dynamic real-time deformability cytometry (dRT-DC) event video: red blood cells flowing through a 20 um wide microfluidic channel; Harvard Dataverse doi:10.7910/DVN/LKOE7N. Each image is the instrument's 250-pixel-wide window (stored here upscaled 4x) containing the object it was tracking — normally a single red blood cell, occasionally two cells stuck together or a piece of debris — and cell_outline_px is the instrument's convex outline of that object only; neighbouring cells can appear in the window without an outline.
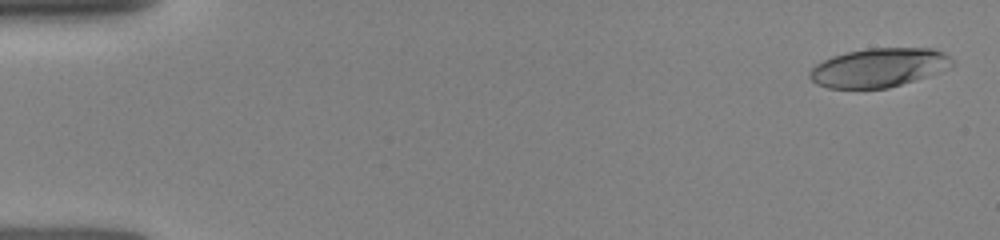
{"species": "human", "species_latin": "Homo sapiens", "temperature_condition": "room temperature", "stored_images_in_passage": 46, "camera_frame_rate_fps": 3000, "um_per_image_px": 0.085, "donor": {"sex": "female"}, "frame": {"image": 1, "passage_image": 2, "time_ms": 0.333, "image_size_px": [1000, 240], "cell_outline_px": [[956, 64], [952, 68], [940, 72], [888, 88], [828, 88], [816, 84], [808, 76], [808, 72], [816, 64], [832, 56], [848, 52], [868, 48], [932, 48], [944, 52], [956, 60]], "centroid_in_image_um": [74.76, 5.74], "position_along_channel_um": 10.2, "area_um2": 32.54}}
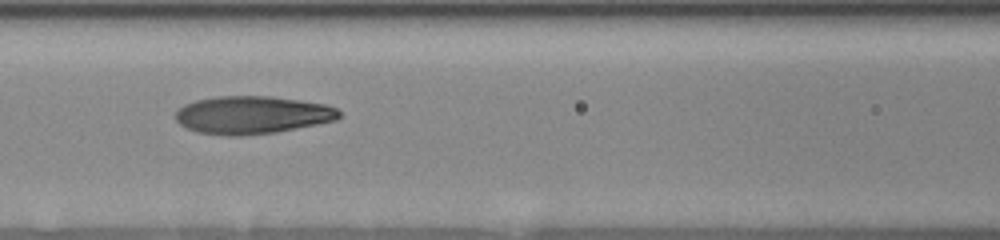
{"frame": {"image": 2, "passage_image": 21, "time_ms": 7.0, "image_size_px": [1000, 240], "cell_outline_px": [[340, 116], [336, 120], [276, 132], [240, 136], [228, 136], [196, 132], [180, 124], [176, 120], [176, 112], [184, 104], [196, 100], [216, 96], [268, 96], [300, 100], [324, 104], [336, 108], [340, 112]], "centroid_in_image_um": [21.41, 9.77], "position_along_channel_um": 145.2, "area_um2": 35.95}}
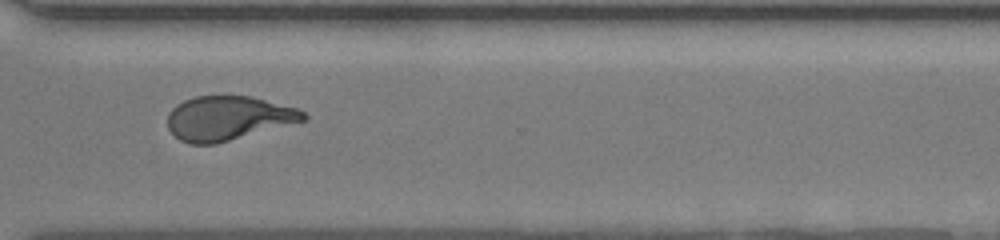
{"frame": {"image": 3, "passage_image": 45, "time_ms": 12.0, "image_size_px": [1000, 240], "cell_outline_px": [[308, 120], [216, 144], [192, 144], [180, 140], [168, 128], [168, 112], [176, 104], [184, 100], [196, 96], [252, 96], [300, 108], [308, 116]], "centroid_in_image_um": [19.44, 10.04], "position_along_channel_um": 351.2, "area_um2": 35.32}}